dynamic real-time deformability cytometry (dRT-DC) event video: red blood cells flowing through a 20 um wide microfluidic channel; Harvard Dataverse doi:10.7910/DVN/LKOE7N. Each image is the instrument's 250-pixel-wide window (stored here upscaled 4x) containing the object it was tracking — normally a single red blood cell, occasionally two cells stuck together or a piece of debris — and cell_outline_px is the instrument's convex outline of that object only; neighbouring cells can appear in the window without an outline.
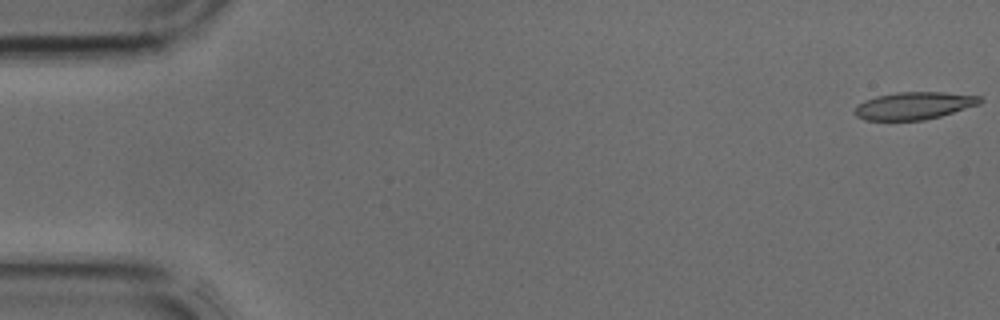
{"species": "common noctule bat (a hibernating species)", "species_latin": "Nyctalus noctula", "temperature_condition": "cold", "stored_images_in_passage": 9, "camera_frame_rate_fps": 3000, "um_per_image_px": 0.085, "animal": {"sex": "male", "body_mass_g": 17.9, "forearm_length_mm": 54.2}, "frame": {"image": 1, "passage_image": 1, "time_ms": 0.0, "image_size_px": [1000, 320], "cell_outline_px": [[984, 100], [980, 104], [940, 116], [924, 120], [864, 120], [856, 116], [852, 112], [856, 104], [864, 100], [876, 96], [896, 92], [944, 92], [980, 96]], "centroid_in_image_um": [77.65, 8.98], "position_along_channel_um": 7.3, "area_um2": 20.23}}